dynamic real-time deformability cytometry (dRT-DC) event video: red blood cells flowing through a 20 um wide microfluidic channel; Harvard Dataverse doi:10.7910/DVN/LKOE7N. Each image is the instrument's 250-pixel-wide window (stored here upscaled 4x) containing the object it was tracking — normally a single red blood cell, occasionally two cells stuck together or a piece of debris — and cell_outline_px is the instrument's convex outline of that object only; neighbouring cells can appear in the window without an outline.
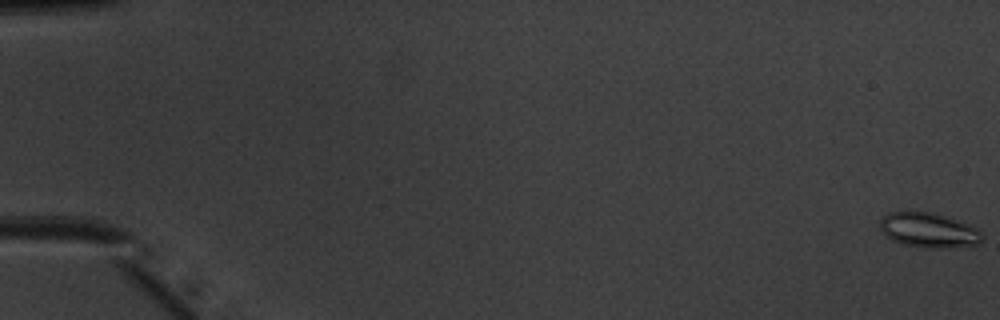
{"species": "common noctule bat (a hibernating species)", "species_latin": "Nyctalus noctula", "temperature_condition": "warm", "stored_images_in_passage": 8, "camera_frame_rate_fps": 3000, "um_per_image_px": 0.085, "animal": {"sex": "male", "body_mass_g": 20.1, "forearm_length_mm": 53.5}, "frame": {"image": 1, "passage_image": 1, "time_ms": 0.0, "image_size_px": [1000, 320], "cell_outline_px": [[984, 240], [976, 244], [940, 248], [924, 248], [904, 244], [892, 240], [880, 228], [880, 220], [888, 212], [932, 212], [980, 228], [984, 236]], "centroid_in_image_um": [78.98, 19.57], "position_along_channel_um": 6.0, "area_um2": 20.58}}